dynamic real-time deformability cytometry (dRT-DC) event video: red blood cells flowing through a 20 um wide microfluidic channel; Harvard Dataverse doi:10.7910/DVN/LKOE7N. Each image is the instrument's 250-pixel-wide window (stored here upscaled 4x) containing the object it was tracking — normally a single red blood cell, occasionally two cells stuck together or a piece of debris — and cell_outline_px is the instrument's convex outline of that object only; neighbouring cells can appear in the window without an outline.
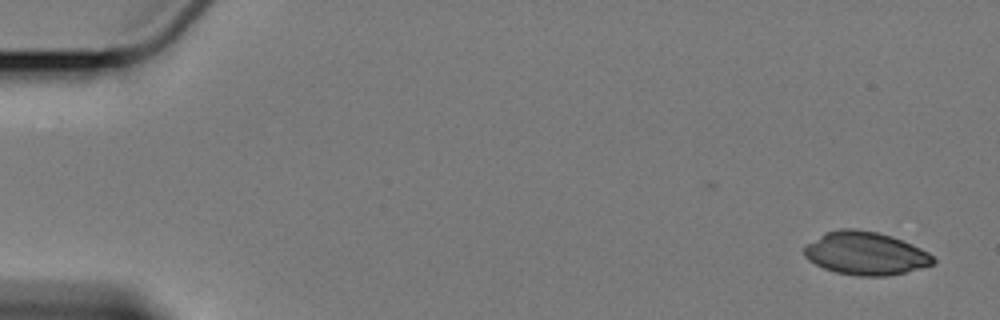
{"species": "Egyptian fruit bat (a non-hibernating species)", "species_latin": "Rousettus aegyptiacus", "temperature_condition": "cold", "stored_images_in_passage": 4, "camera_frame_rate_fps": 3000, "um_per_image_px": 0.085, "animal": {"sex": "female"}, "frame": {"image": 1, "passage_image": 1, "time_ms": 0.0, "image_size_px": [1000, 320], "cell_outline_px": [[936, 264], [888, 276], [856, 276], [836, 272], [824, 268], [808, 260], [804, 256], [804, 248], [808, 244], [824, 232], [840, 228], [856, 228], [876, 232], [892, 236], [912, 244], [928, 252], [936, 260]], "centroid_in_image_um": [73.57, 21.53], "position_along_channel_um": 11.4, "area_um2": 32.43}}